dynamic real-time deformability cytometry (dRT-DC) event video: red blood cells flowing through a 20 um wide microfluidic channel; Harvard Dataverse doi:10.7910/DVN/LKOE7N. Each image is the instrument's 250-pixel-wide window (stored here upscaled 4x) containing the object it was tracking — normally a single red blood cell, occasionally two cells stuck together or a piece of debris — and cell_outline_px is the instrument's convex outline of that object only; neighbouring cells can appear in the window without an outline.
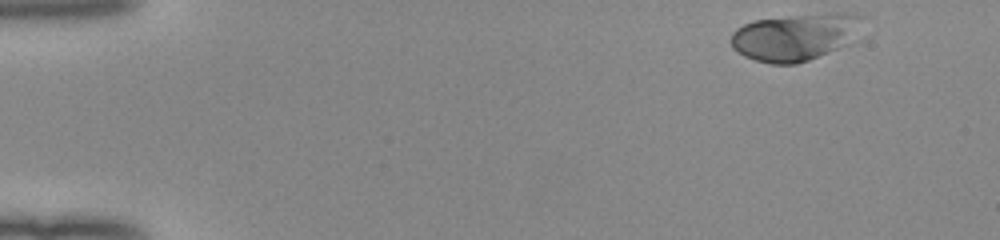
{"species": "human", "species_latin": "Homo sapiens", "temperature_condition": "room temperature", "stored_images_in_passage": 47, "camera_frame_rate_fps": 3000, "um_per_image_px": 0.085, "donor": {"sex": "female"}, "frame": {"image": 1, "passage_image": 1, "time_ms": 0.0, "image_size_px": [1000, 240], "cell_outline_px": [[860, 40], [852, 44], [808, 60], [796, 64], [772, 64], [756, 60], [744, 56], [736, 52], [732, 48], [732, 32], [736, 28], [752, 20], [788, 16], [828, 12], [852, 12], [860, 16]], "centroid_in_image_um": [67.67, 3.13], "position_along_channel_um": 17.3, "area_um2": 36.93}}
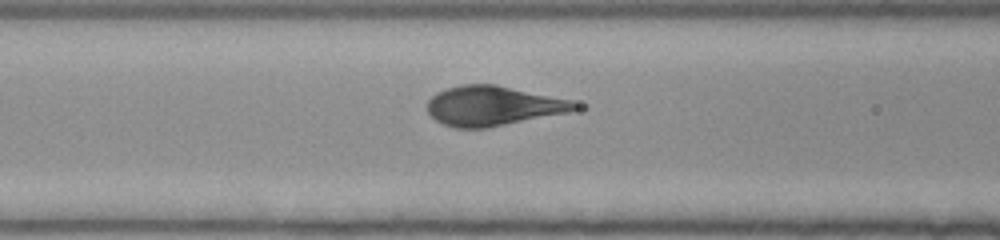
{"frame": {"image": 2, "passage_image": 18, "time_ms": 5.667, "image_size_px": [1000, 240], "cell_outline_px": [[588, 108], [572, 112], [488, 128], [456, 128], [444, 124], [436, 120], [428, 112], [428, 100], [436, 92], [460, 84], [496, 84], [572, 100], [588, 104]], "centroid_in_image_um": [42.06, 9.0], "position_along_channel_um": 124.5, "area_um2": 34.85}}
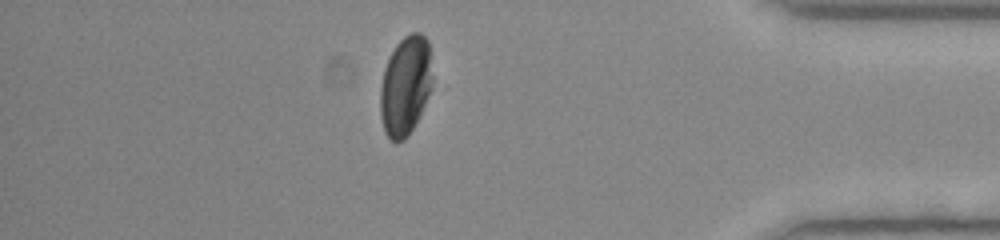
{"frame": {"image": 3, "passage_image": 41, "time_ms": 13.333, "image_size_px": [1000, 240], "cell_outline_px": [[432, 88], [420, 116], [404, 140], [396, 144], [384, 132], [380, 116], [380, 84], [384, 68], [396, 44], [404, 36], [412, 32], [420, 32], [428, 40], [432, 76]], "centroid_in_image_um": [34.45, 7.3], "position_along_channel_um": 400.7, "area_um2": 30.46}}